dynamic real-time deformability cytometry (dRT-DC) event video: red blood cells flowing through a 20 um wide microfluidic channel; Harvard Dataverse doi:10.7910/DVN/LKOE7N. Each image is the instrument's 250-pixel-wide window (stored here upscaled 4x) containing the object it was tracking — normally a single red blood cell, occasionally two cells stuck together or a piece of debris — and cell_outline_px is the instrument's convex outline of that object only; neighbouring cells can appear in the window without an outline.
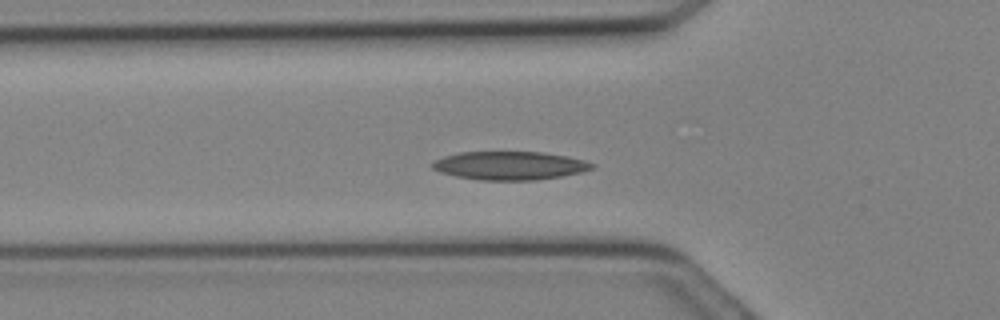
{"species": "Egyptian fruit bat (a non-hibernating species)", "species_latin": "Rousettus aegyptiacus", "temperature_condition": "cold", "stored_images_in_passage": 12, "camera_frame_rate_fps": 3000, "um_per_image_px": 0.085, "animal": {"sex": "female"}, "frame": {"image": 1, "passage_image": 2, "time_ms": 0.333, "image_size_px": [1000, 320], "cell_outline_px": [[596, 168], [580, 172], [560, 176], [536, 180], [480, 180], [456, 176], [440, 172], [432, 168], [428, 164], [444, 156], [460, 152], [540, 152], [568, 156], [584, 160], [596, 164]], "centroid_in_image_um": [43.33, 14.07], "position_along_channel_um": 82.5, "area_um2": 26.47}}
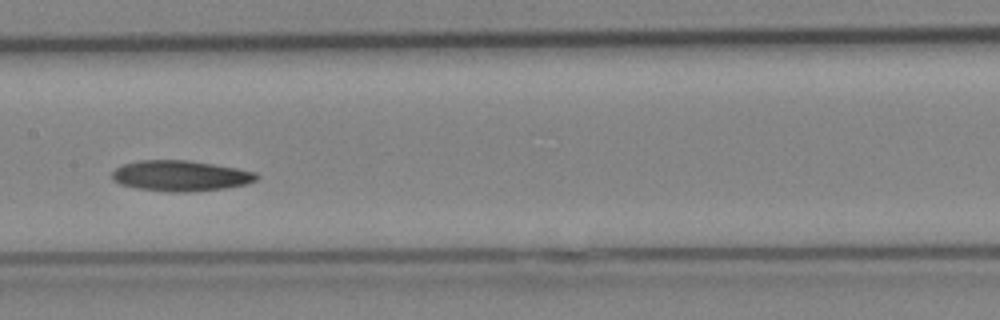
{"frame": {"image": 2, "passage_image": 7, "time_ms": 2.0, "image_size_px": [1000, 320], "cell_outline_px": [[260, 176], [256, 180], [244, 184], [228, 188], [188, 192], [168, 192], [136, 188], [120, 184], [112, 180], [112, 172], [116, 168], [124, 164], [140, 160], [188, 160], [236, 168], [256, 172]], "centroid_in_image_um": [15.34, 14.95], "position_along_channel_um": 192.1, "area_um2": 25.84}}
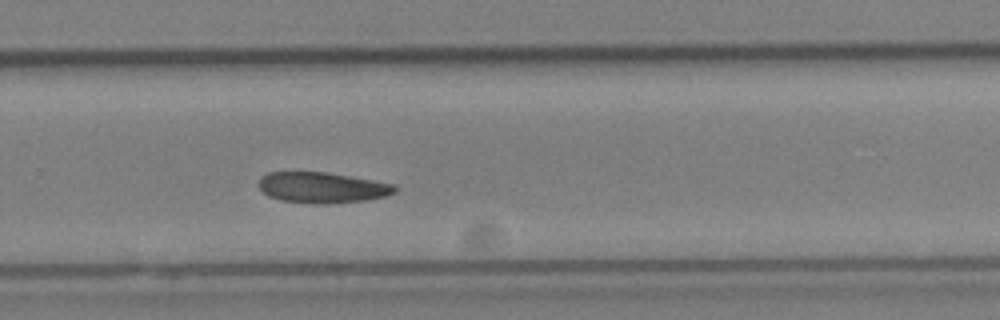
{"frame": {"image": 3, "passage_image": 12, "time_ms": 3.667, "image_size_px": [1000, 320], "cell_outline_px": [[396, 192], [388, 196], [364, 200], [328, 204], [312, 204], [280, 200], [268, 196], [256, 184], [260, 176], [268, 172], [328, 172], [372, 180], [392, 184], [396, 188]], "centroid_in_image_um": [27.33, 15.94], "position_along_channel_um": 302.5, "area_um2": 24.57}}